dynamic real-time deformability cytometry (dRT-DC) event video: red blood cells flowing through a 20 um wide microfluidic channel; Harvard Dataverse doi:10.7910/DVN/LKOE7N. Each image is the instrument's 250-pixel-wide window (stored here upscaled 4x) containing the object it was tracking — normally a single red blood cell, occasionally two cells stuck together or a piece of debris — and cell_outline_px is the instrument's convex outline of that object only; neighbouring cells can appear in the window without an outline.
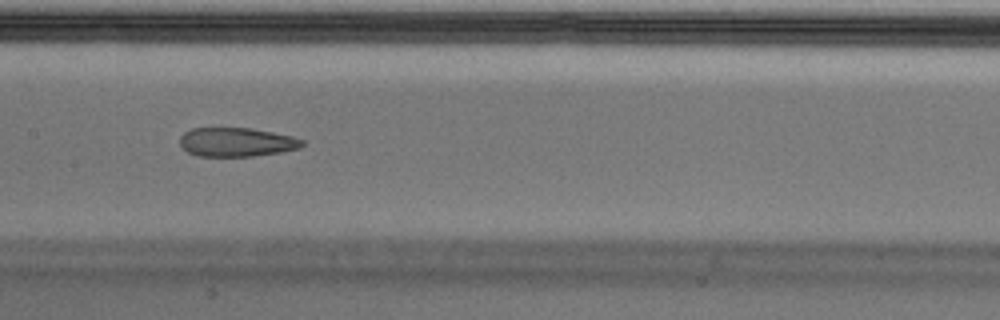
{"species": "Egyptian fruit bat (a non-hibernating species)", "species_latin": "Rousettus aegyptiacus", "temperature_condition": "cold", "stored_images_in_passage": 49, "camera_frame_rate_fps": 3000, "um_per_image_px": 0.085, "animal": {"sex": "male"}, "frame": {"image": 1, "passage_image": 22, "time_ms": 7.0, "image_size_px": [1000, 320], "cell_outline_px": [[304, 144], [300, 148], [284, 152], [252, 156], [196, 156], [188, 152], [180, 144], [180, 136], [184, 132], [192, 128], [252, 128], [292, 136], [304, 140]], "centroid_in_image_um": [20.13, 12.08], "position_along_channel_um": 187.3, "area_um2": 20.75}, "authors_computed_cell_mechanics": {"area_um2": 23.0044, "velocity_mm_per_s": 3.6835, "shape_relaxation_time_tau1_ms": null, "shape_relaxation_time_tau2_ms": 2.2559, "deformation_change_tau1": null, "deformation_change_tau2": 0.1005}}